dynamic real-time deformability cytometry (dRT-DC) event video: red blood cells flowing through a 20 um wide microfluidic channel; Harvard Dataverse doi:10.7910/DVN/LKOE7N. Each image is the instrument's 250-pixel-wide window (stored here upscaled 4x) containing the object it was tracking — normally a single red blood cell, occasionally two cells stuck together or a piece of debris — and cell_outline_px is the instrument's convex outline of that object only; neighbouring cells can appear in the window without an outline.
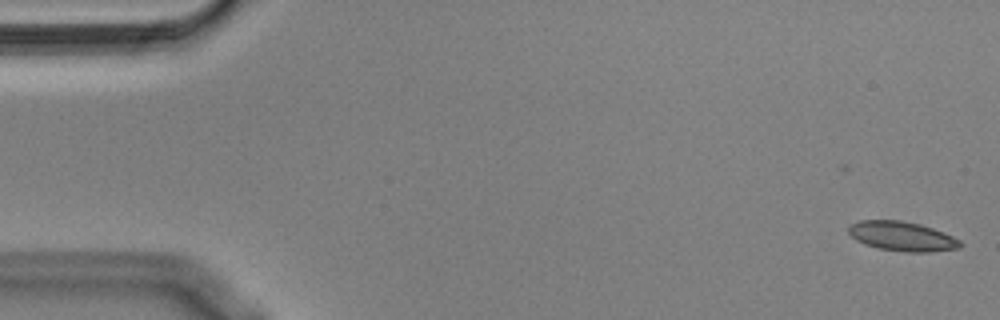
{"species": "Egyptian fruit bat (a non-hibernating species)", "species_latin": "Rousettus aegyptiacus", "temperature_condition": "cold", "stored_images_in_passage": 56, "camera_frame_rate_fps": 3000, "um_per_image_px": 0.085, "animal": {"sex": "male"}, "frame": {"image": 1, "passage_image": 1, "time_ms": 0.0, "image_size_px": [1000, 320], "cell_outline_px": [[964, 244], [960, 248], [932, 252], [904, 252], [880, 248], [864, 244], [856, 240], [848, 232], [848, 224], [860, 220], [900, 220], [920, 224], [944, 232], [960, 240]], "centroid_in_image_um": [76.69, 20.08], "position_along_channel_um": 8.3, "area_um2": 19.36}}
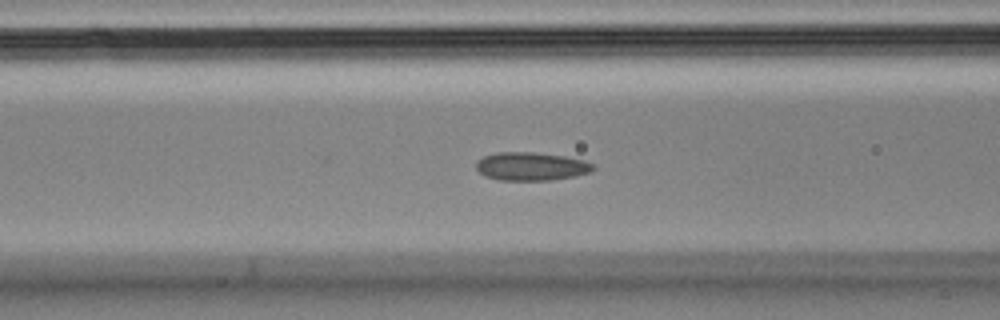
{"frame": {"image": 2, "passage_image": 21, "time_ms": 6.667, "image_size_px": [1000, 320], "cell_outline_px": [[596, 168], [592, 172], [576, 176], [552, 180], [500, 180], [484, 176], [476, 168], [476, 160], [484, 156], [496, 152], [532, 152], [564, 156], [584, 160], [596, 164]], "centroid_in_image_um": [45.19, 14.14], "position_along_channel_um": 121.4, "area_um2": 19.54}}
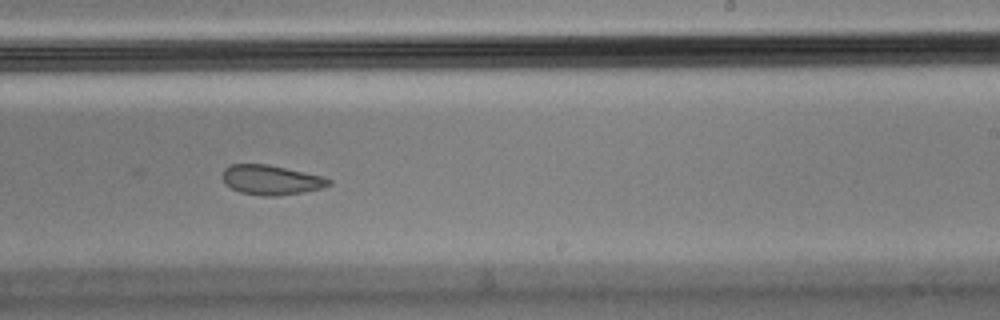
{"frame": {"image": 3, "passage_image": 33, "time_ms": 10.667, "image_size_px": [1000, 320], "cell_outline_px": [[332, 184], [320, 188], [304, 192], [276, 196], [264, 196], [240, 192], [224, 184], [224, 168], [232, 164], [268, 164], [324, 176], [332, 180]], "centroid_in_image_um": [23.08, 15.29], "position_along_channel_um": 265.9, "area_um2": 18.38}}